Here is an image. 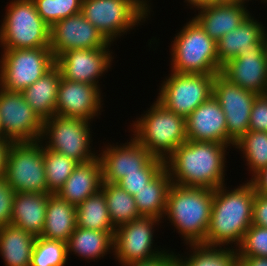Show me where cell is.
<instances>
[{
	"label": "cell",
	"mask_w": 267,
	"mask_h": 266,
	"mask_svg": "<svg viewBox=\"0 0 267 266\" xmlns=\"http://www.w3.org/2000/svg\"><path fill=\"white\" fill-rule=\"evenodd\" d=\"M228 145L187 140L166 160L172 183L214 190L225 185Z\"/></svg>",
	"instance_id": "6da1fadb"
},
{
	"label": "cell",
	"mask_w": 267,
	"mask_h": 266,
	"mask_svg": "<svg viewBox=\"0 0 267 266\" xmlns=\"http://www.w3.org/2000/svg\"><path fill=\"white\" fill-rule=\"evenodd\" d=\"M255 194L248 180L233 190H227L226 184L214 189L210 224L203 245L229 247L230 244L231 248H237L252 225Z\"/></svg>",
	"instance_id": "7a4b0ae2"
},
{
	"label": "cell",
	"mask_w": 267,
	"mask_h": 266,
	"mask_svg": "<svg viewBox=\"0 0 267 266\" xmlns=\"http://www.w3.org/2000/svg\"><path fill=\"white\" fill-rule=\"evenodd\" d=\"M214 190L172 183L164 217L178 230L185 244H203L210 224ZM173 223V224H172Z\"/></svg>",
	"instance_id": "3957f363"
},
{
	"label": "cell",
	"mask_w": 267,
	"mask_h": 266,
	"mask_svg": "<svg viewBox=\"0 0 267 266\" xmlns=\"http://www.w3.org/2000/svg\"><path fill=\"white\" fill-rule=\"evenodd\" d=\"M131 124L132 136L154 157L166 160L186 136V119L166 109L157 100Z\"/></svg>",
	"instance_id": "277c9868"
},
{
	"label": "cell",
	"mask_w": 267,
	"mask_h": 266,
	"mask_svg": "<svg viewBox=\"0 0 267 266\" xmlns=\"http://www.w3.org/2000/svg\"><path fill=\"white\" fill-rule=\"evenodd\" d=\"M173 38L171 71L177 73L217 74L221 71L217 42L192 18Z\"/></svg>",
	"instance_id": "5b68a950"
},
{
	"label": "cell",
	"mask_w": 267,
	"mask_h": 266,
	"mask_svg": "<svg viewBox=\"0 0 267 266\" xmlns=\"http://www.w3.org/2000/svg\"><path fill=\"white\" fill-rule=\"evenodd\" d=\"M147 1L82 0L81 13L109 43H113L149 18L151 6Z\"/></svg>",
	"instance_id": "8992f818"
},
{
	"label": "cell",
	"mask_w": 267,
	"mask_h": 266,
	"mask_svg": "<svg viewBox=\"0 0 267 266\" xmlns=\"http://www.w3.org/2000/svg\"><path fill=\"white\" fill-rule=\"evenodd\" d=\"M1 23V49L40 48L50 45V26L38 14L33 0H11Z\"/></svg>",
	"instance_id": "52a82bcc"
},
{
	"label": "cell",
	"mask_w": 267,
	"mask_h": 266,
	"mask_svg": "<svg viewBox=\"0 0 267 266\" xmlns=\"http://www.w3.org/2000/svg\"><path fill=\"white\" fill-rule=\"evenodd\" d=\"M90 125V121L55 115L43 120L39 142L46 149L85 163L98 157L90 146Z\"/></svg>",
	"instance_id": "ba28073f"
},
{
	"label": "cell",
	"mask_w": 267,
	"mask_h": 266,
	"mask_svg": "<svg viewBox=\"0 0 267 266\" xmlns=\"http://www.w3.org/2000/svg\"><path fill=\"white\" fill-rule=\"evenodd\" d=\"M0 57V86L22 92L55 65L49 47L2 49Z\"/></svg>",
	"instance_id": "9c48e42d"
},
{
	"label": "cell",
	"mask_w": 267,
	"mask_h": 266,
	"mask_svg": "<svg viewBox=\"0 0 267 266\" xmlns=\"http://www.w3.org/2000/svg\"><path fill=\"white\" fill-rule=\"evenodd\" d=\"M3 178L15 192L50 194L46 183L41 143H12Z\"/></svg>",
	"instance_id": "30bf717a"
},
{
	"label": "cell",
	"mask_w": 267,
	"mask_h": 266,
	"mask_svg": "<svg viewBox=\"0 0 267 266\" xmlns=\"http://www.w3.org/2000/svg\"><path fill=\"white\" fill-rule=\"evenodd\" d=\"M170 73L161 83L156 100L186 119L213 95L215 74Z\"/></svg>",
	"instance_id": "8fae6325"
},
{
	"label": "cell",
	"mask_w": 267,
	"mask_h": 266,
	"mask_svg": "<svg viewBox=\"0 0 267 266\" xmlns=\"http://www.w3.org/2000/svg\"><path fill=\"white\" fill-rule=\"evenodd\" d=\"M111 145H105L106 148L98 154L103 182L117 183L132 172L162 170L165 167L164 160L154 157L134 137L123 145Z\"/></svg>",
	"instance_id": "7c38bea8"
},
{
	"label": "cell",
	"mask_w": 267,
	"mask_h": 266,
	"mask_svg": "<svg viewBox=\"0 0 267 266\" xmlns=\"http://www.w3.org/2000/svg\"><path fill=\"white\" fill-rule=\"evenodd\" d=\"M159 223L158 218L141 216L115 228L113 255L119 265L150 260L166 251L161 247L160 250L158 247L153 249V228Z\"/></svg>",
	"instance_id": "4fadbf2b"
},
{
	"label": "cell",
	"mask_w": 267,
	"mask_h": 266,
	"mask_svg": "<svg viewBox=\"0 0 267 266\" xmlns=\"http://www.w3.org/2000/svg\"><path fill=\"white\" fill-rule=\"evenodd\" d=\"M0 115L3 138L13 143L40 140L43 120L26 102L21 92L0 86Z\"/></svg>",
	"instance_id": "5bb4252c"
},
{
	"label": "cell",
	"mask_w": 267,
	"mask_h": 266,
	"mask_svg": "<svg viewBox=\"0 0 267 266\" xmlns=\"http://www.w3.org/2000/svg\"><path fill=\"white\" fill-rule=\"evenodd\" d=\"M256 95L231 82L220 72L215 74L213 96L225 114L228 136L235 143L249 131L250 113Z\"/></svg>",
	"instance_id": "9a60e30c"
},
{
	"label": "cell",
	"mask_w": 267,
	"mask_h": 266,
	"mask_svg": "<svg viewBox=\"0 0 267 266\" xmlns=\"http://www.w3.org/2000/svg\"><path fill=\"white\" fill-rule=\"evenodd\" d=\"M111 44L81 12L50 27L49 48L55 59L70 49H101Z\"/></svg>",
	"instance_id": "2e32d148"
},
{
	"label": "cell",
	"mask_w": 267,
	"mask_h": 266,
	"mask_svg": "<svg viewBox=\"0 0 267 266\" xmlns=\"http://www.w3.org/2000/svg\"><path fill=\"white\" fill-rule=\"evenodd\" d=\"M110 47L70 49L55 59V65L60 69L64 79L88 83L100 88L99 78L111 68L114 59Z\"/></svg>",
	"instance_id": "e0dca14e"
},
{
	"label": "cell",
	"mask_w": 267,
	"mask_h": 266,
	"mask_svg": "<svg viewBox=\"0 0 267 266\" xmlns=\"http://www.w3.org/2000/svg\"><path fill=\"white\" fill-rule=\"evenodd\" d=\"M100 91L101 88L96 85L74 82L61 77L58 85L56 115L93 121L94 117L101 115L103 107L102 91Z\"/></svg>",
	"instance_id": "ac0fdd59"
},
{
	"label": "cell",
	"mask_w": 267,
	"mask_h": 266,
	"mask_svg": "<svg viewBox=\"0 0 267 266\" xmlns=\"http://www.w3.org/2000/svg\"><path fill=\"white\" fill-rule=\"evenodd\" d=\"M220 73L245 90L267 93V40L257 50L227 61Z\"/></svg>",
	"instance_id": "d6986e66"
},
{
	"label": "cell",
	"mask_w": 267,
	"mask_h": 266,
	"mask_svg": "<svg viewBox=\"0 0 267 266\" xmlns=\"http://www.w3.org/2000/svg\"><path fill=\"white\" fill-rule=\"evenodd\" d=\"M186 136L193 141L235 145L228 136L225 114L213 95L186 118Z\"/></svg>",
	"instance_id": "ffe728a7"
},
{
	"label": "cell",
	"mask_w": 267,
	"mask_h": 266,
	"mask_svg": "<svg viewBox=\"0 0 267 266\" xmlns=\"http://www.w3.org/2000/svg\"><path fill=\"white\" fill-rule=\"evenodd\" d=\"M265 26L250 13L232 32L217 41V55L222 67L227 61L257 50L267 40Z\"/></svg>",
	"instance_id": "44dd1931"
},
{
	"label": "cell",
	"mask_w": 267,
	"mask_h": 266,
	"mask_svg": "<svg viewBox=\"0 0 267 266\" xmlns=\"http://www.w3.org/2000/svg\"><path fill=\"white\" fill-rule=\"evenodd\" d=\"M248 6L241 3L212 2L197 8L198 15L193 18L216 42L228 32L236 29L250 14Z\"/></svg>",
	"instance_id": "7402d4cb"
},
{
	"label": "cell",
	"mask_w": 267,
	"mask_h": 266,
	"mask_svg": "<svg viewBox=\"0 0 267 266\" xmlns=\"http://www.w3.org/2000/svg\"><path fill=\"white\" fill-rule=\"evenodd\" d=\"M102 171L99 158L78 163L68 177L58 195L74 206L96 194L102 187Z\"/></svg>",
	"instance_id": "603a6c76"
},
{
	"label": "cell",
	"mask_w": 267,
	"mask_h": 266,
	"mask_svg": "<svg viewBox=\"0 0 267 266\" xmlns=\"http://www.w3.org/2000/svg\"><path fill=\"white\" fill-rule=\"evenodd\" d=\"M49 194L19 193L13 199L11 225L40 237L45 223Z\"/></svg>",
	"instance_id": "cb8c5ba5"
},
{
	"label": "cell",
	"mask_w": 267,
	"mask_h": 266,
	"mask_svg": "<svg viewBox=\"0 0 267 266\" xmlns=\"http://www.w3.org/2000/svg\"><path fill=\"white\" fill-rule=\"evenodd\" d=\"M76 227V206L58 194H49L40 237L67 242Z\"/></svg>",
	"instance_id": "d4e9b609"
},
{
	"label": "cell",
	"mask_w": 267,
	"mask_h": 266,
	"mask_svg": "<svg viewBox=\"0 0 267 266\" xmlns=\"http://www.w3.org/2000/svg\"><path fill=\"white\" fill-rule=\"evenodd\" d=\"M61 77L60 69L54 65L34 84L21 92L26 102L42 120L56 115L58 85Z\"/></svg>",
	"instance_id": "484cf974"
},
{
	"label": "cell",
	"mask_w": 267,
	"mask_h": 266,
	"mask_svg": "<svg viewBox=\"0 0 267 266\" xmlns=\"http://www.w3.org/2000/svg\"><path fill=\"white\" fill-rule=\"evenodd\" d=\"M114 233L115 231H95L76 227L66 242L67 256L73 252L86 260L104 258L107 252L113 253Z\"/></svg>",
	"instance_id": "4316f807"
},
{
	"label": "cell",
	"mask_w": 267,
	"mask_h": 266,
	"mask_svg": "<svg viewBox=\"0 0 267 266\" xmlns=\"http://www.w3.org/2000/svg\"><path fill=\"white\" fill-rule=\"evenodd\" d=\"M36 238L11 224L0 228V255L5 266H30Z\"/></svg>",
	"instance_id": "83f0119b"
},
{
	"label": "cell",
	"mask_w": 267,
	"mask_h": 266,
	"mask_svg": "<svg viewBox=\"0 0 267 266\" xmlns=\"http://www.w3.org/2000/svg\"><path fill=\"white\" fill-rule=\"evenodd\" d=\"M171 184L169 172L164 167L142 190L134 195L140 216L154 217L161 221L164 219L167 194Z\"/></svg>",
	"instance_id": "f1b7e54d"
},
{
	"label": "cell",
	"mask_w": 267,
	"mask_h": 266,
	"mask_svg": "<svg viewBox=\"0 0 267 266\" xmlns=\"http://www.w3.org/2000/svg\"><path fill=\"white\" fill-rule=\"evenodd\" d=\"M189 247L192 250L189 249L191 252L189 257L176 255L177 266H237L239 264L236 248L203 244H189Z\"/></svg>",
	"instance_id": "f546056e"
},
{
	"label": "cell",
	"mask_w": 267,
	"mask_h": 266,
	"mask_svg": "<svg viewBox=\"0 0 267 266\" xmlns=\"http://www.w3.org/2000/svg\"><path fill=\"white\" fill-rule=\"evenodd\" d=\"M77 227L95 231H115L106 198L100 190L76 206Z\"/></svg>",
	"instance_id": "4dcf8cb0"
},
{
	"label": "cell",
	"mask_w": 267,
	"mask_h": 266,
	"mask_svg": "<svg viewBox=\"0 0 267 266\" xmlns=\"http://www.w3.org/2000/svg\"><path fill=\"white\" fill-rule=\"evenodd\" d=\"M101 191L106 198L111 223L115 228L141 217L136 208L134 196L118 184L103 182Z\"/></svg>",
	"instance_id": "1f68e13d"
},
{
	"label": "cell",
	"mask_w": 267,
	"mask_h": 266,
	"mask_svg": "<svg viewBox=\"0 0 267 266\" xmlns=\"http://www.w3.org/2000/svg\"><path fill=\"white\" fill-rule=\"evenodd\" d=\"M234 147L242 152L252 177L267 166V132L249 130Z\"/></svg>",
	"instance_id": "d6a6232c"
},
{
	"label": "cell",
	"mask_w": 267,
	"mask_h": 266,
	"mask_svg": "<svg viewBox=\"0 0 267 266\" xmlns=\"http://www.w3.org/2000/svg\"><path fill=\"white\" fill-rule=\"evenodd\" d=\"M46 183L50 194H57L78 164L74 159L43 147Z\"/></svg>",
	"instance_id": "836d02e7"
},
{
	"label": "cell",
	"mask_w": 267,
	"mask_h": 266,
	"mask_svg": "<svg viewBox=\"0 0 267 266\" xmlns=\"http://www.w3.org/2000/svg\"><path fill=\"white\" fill-rule=\"evenodd\" d=\"M68 258L66 242L37 237L30 266H65Z\"/></svg>",
	"instance_id": "e575fe53"
},
{
	"label": "cell",
	"mask_w": 267,
	"mask_h": 266,
	"mask_svg": "<svg viewBox=\"0 0 267 266\" xmlns=\"http://www.w3.org/2000/svg\"><path fill=\"white\" fill-rule=\"evenodd\" d=\"M43 21L52 26L54 23L81 12L82 0H33Z\"/></svg>",
	"instance_id": "d590c367"
},
{
	"label": "cell",
	"mask_w": 267,
	"mask_h": 266,
	"mask_svg": "<svg viewBox=\"0 0 267 266\" xmlns=\"http://www.w3.org/2000/svg\"><path fill=\"white\" fill-rule=\"evenodd\" d=\"M236 250L238 257H267V228L252 224Z\"/></svg>",
	"instance_id": "8d00e7d4"
},
{
	"label": "cell",
	"mask_w": 267,
	"mask_h": 266,
	"mask_svg": "<svg viewBox=\"0 0 267 266\" xmlns=\"http://www.w3.org/2000/svg\"><path fill=\"white\" fill-rule=\"evenodd\" d=\"M161 170H139L126 174L116 184L122 187L130 195L134 196L142 190Z\"/></svg>",
	"instance_id": "74e56055"
},
{
	"label": "cell",
	"mask_w": 267,
	"mask_h": 266,
	"mask_svg": "<svg viewBox=\"0 0 267 266\" xmlns=\"http://www.w3.org/2000/svg\"><path fill=\"white\" fill-rule=\"evenodd\" d=\"M249 130L267 132V93L256 95L250 113Z\"/></svg>",
	"instance_id": "f35d334b"
},
{
	"label": "cell",
	"mask_w": 267,
	"mask_h": 266,
	"mask_svg": "<svg viewBox=\"0 0 267 266\" xmlns=\"http://www.w3.org/2000/svg\"><path fill=\"white\" fill-rule=\"evenodd\" d=\"M15 191L4 178H0V228L11 224Z\"/></svg>",
	"instance_id": "ab89813d"
},
{
	"label": "cell",
	"mask_w": 267,
	"mask_h": 266,
	"mask_svg": "<svg viewBox=\"0 0 267 266\" xmlns=\"http://www.w3.org/2000/svg\"><path fill=\"white\" fill-rule=\"evenodd\" d=\"M252 224L267 228V196L255 194L252 211Z\"/></svg>",
	"instance_id": "60d3db41"
},
{
	"label": "cell",
	"mask_w": 267,
	"mask_h": 266,
	"mask_svg": "<svg viewBox=\"0 0 267 266\" xmlns=\"http://www.w3.org/2000/svg\"><path fill=\"white\" fill-rule=\"evenodd\" d=\"M169 250L158 255L150 260L133 262L124 266H177V258L175 252H169Z\"/></svg>",
	"instance_id": "b9f144b4"
},
{
	"label": "cell",
	"mask_w": 267,
	"mask_h": 266,
	"mask_svg": "<svg viewBox=\"0 0 267 266\" xmlns=\"http://www.w3.org/2000/svg\"><path fill=\"white\" fill-rule=\"evenodd\" d=\"M250 179L249 181L253 184L256 193L267 196V166Z\"/></svg>",
	"instance_id": "7bdbcfd3"
},
{
	"label": "cell",
	"mask_w": 267,
	"mask_h": 266,
	"mask_svg": "<svg viewBox=\"0 0 267 266\" xmlns=\"http://www.w3.org/2000/svg\"><path fill=\"white\" fill-rule=\"evenodd\" d=\"M12 143L6 138H0V178L4 177L8 152Z\"/></svg>",
	"instance_id": "ee69618b"
},
{
	"label": "cell",
	"mask_w": 267,
	"mask_h": 266,
	"mask_svg": "<svg viewBox=\"0 0 267 266\" xmlns=\"http://www.w3.org/2000/svg\"><path fill=\"white\" fill-rule=\"evenodd\" d=\"M240 266H267V257H238Z\"/></svg>",
	"instance_id": "f6af8a7d"
},
{
	"label": "cell",
	"mask_w": 267,
	"mask_h": 266,
	"mask_svg": "<svg viewBox=\"0 0 267 266\" xmlns=\"http://www.w3.org/2000/svg\"><path fill=\"white\" fill-rule=\"evenodd\" d=\"M188 6H191L193 9H197L199 7H203L206 6L212 2H214V0H185Z\"/></svg>",
	"instance_id": "bcb514c9"
},
{
	"label": "cell",
	"mask_w": 267,
	"mask_h": 266,
	"mask_svg": "<svg viewBox=\"0 0 267 266\" xmlns=\"http://www.w3.org/2000/svg\"><path fill=\"white\" fill-rule=\"evenodd\" d=\"M248 1L249 0H214V2L218 3H241V4H247L246 2Z\"/></svg>",
	"instance_id": "7dc6e473"
},
{
	"label": "cell",
	"mask_w": 267,
	"mask_h": 266,
	"mask_svg": "<svg viewBox=\"0 0 267 266\" xmlns=\"http://www.w3.org/2000/svg\"><path fill=\"white\" fill-rule=\"evenodd\" d=\"M0 138H3V130H2V124H1V115H0Z\"/></svg>",
	"instance_id": "c3c4849f"
}]
</instances>
